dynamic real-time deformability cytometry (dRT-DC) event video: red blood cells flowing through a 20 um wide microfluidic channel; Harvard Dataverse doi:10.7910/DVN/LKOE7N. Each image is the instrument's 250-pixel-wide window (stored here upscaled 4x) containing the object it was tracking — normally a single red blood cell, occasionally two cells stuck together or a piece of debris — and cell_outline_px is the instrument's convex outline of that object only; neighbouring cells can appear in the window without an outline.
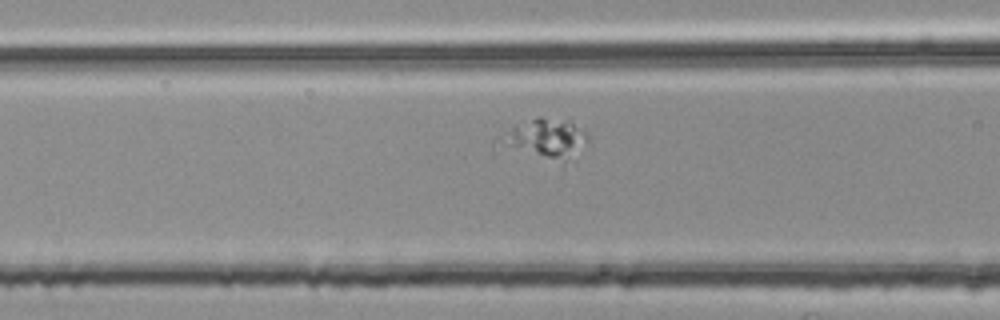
{"species": "common noctule bat (a hibernating species)", "species_latin": "Nyctalus noctula", "temperature_condition": "room temperature", "stored_images_in_passage": 48, "segment_of_instrument_passage": [2, 2], "camera_frame_rate_fps": 3000, "um_per_image_px": 0.085, "animal": {"sex": "female", "body_mass_g": 25.1}, "frame": {"image": 1, "passage_image": 14, "time_ms": 4.333, "image_size_px": [1000, 320], "cell_outline_px": [[588, 140], [556, 160], [516, 144], [508, 136], [508, 132], [512, 124], [536, 116], [540, 116], [572, 124], [584, 132], [588, 136]], "centroid_in_image_um": [46.51, 11.58], "position_along_channel_um": 120.1, "area_um2": 16.13}}
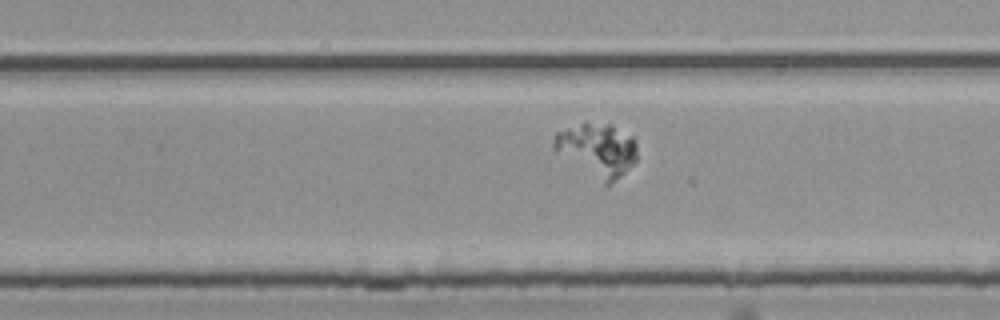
{"frame": {"image": 2, "passage_image": 27, "time_ms": 8.667, "image_size_px": [1000, 320], "cell_outline_px": [[636, 160], [624, 172], [608, 184], [604, 184], [552, 148], [552, 136], [556, 132], [584, 120], [612, 124], [632, 136], [636, 140]], "centroid_in_image_um": [50.74, 12.65], "position_along_channel_um": 279.1, "area_um2": 25.84}}
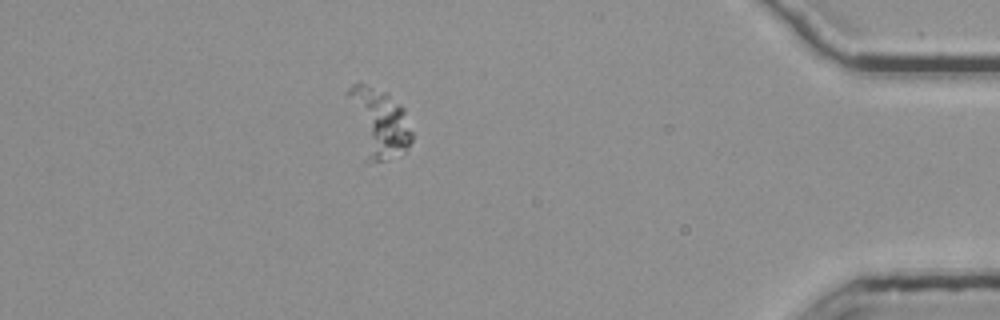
{"frame": {"image": 3, "passage_image": 41, "time_ms": 13.333, "image_size_px": [1000, 320], "cell_outline_px": [[412, 140], [404, 156], [380, 160], [364, 160], [344, 92], [352, 84], [360, 84], [388, 92], [404, 108], [412, 132]], "centroid_in_image_um": [32.18, 10.44], "position_along_channel_um": 403.0, "area_um2": 26.41}}